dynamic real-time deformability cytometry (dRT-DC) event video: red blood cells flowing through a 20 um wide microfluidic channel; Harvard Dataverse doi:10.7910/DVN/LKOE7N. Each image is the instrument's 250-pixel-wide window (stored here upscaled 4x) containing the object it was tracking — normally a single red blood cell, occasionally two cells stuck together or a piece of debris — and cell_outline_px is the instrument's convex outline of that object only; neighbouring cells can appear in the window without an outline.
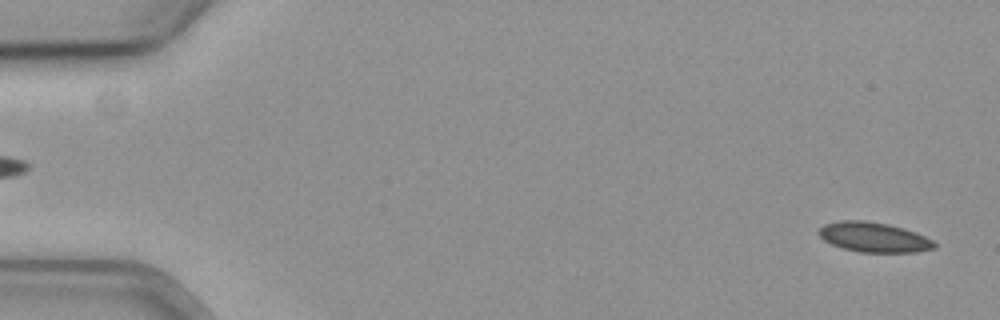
{"species": "common noctule bat (a hibernating species)", "species_latin": "Nyctalus noctula", "temperature_condition": "cold", "stored_images_in_passage": 53, "camera_frame_rate_fps": 3000, "um_per_image_px": 0.085, "animal": {"sex": "female", "body_mass_g": 19.3, "forearm_length_mm": 54.1}, "frame": {"image": 1, "passage_image": 2, "time_ms": 0.333, "image_size_px": [1000, 320], "cell_outline_px": [[936, 248], [916, 252], [860, 252], [844, 248], [832, 244], [824, 240], [816, 232], [824, 224], [840, 220], [864, 220], [888, 224], [904, 228], [916, 232], [932, 240], [936, 244]], "centroid_in_image_um": [74.27, 20.15], "position_along_channel_um": 10.7, "area_um2": 20.11}}
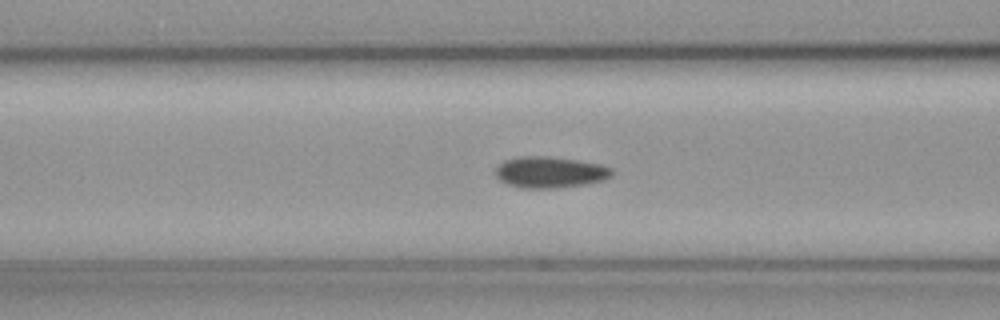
{"frame": {"image": 2, "passage_image": 23, "time_ms": 7.333, "image_size_px": [1000, 320], "cell_outline_px": [[612, 176], [604, 180], [584, 184], [556, 188], [520, 188], [508, 184], [500, 180], [496, 176], [496, 168], [504, 160], [520, 156], [548, 156], [576, 160], [600, 164], [612, 168]], "centroid_in_image_um": [46.74, 14.64], "position_along_channel_um": 119.9, "area_um2": 21.15}}
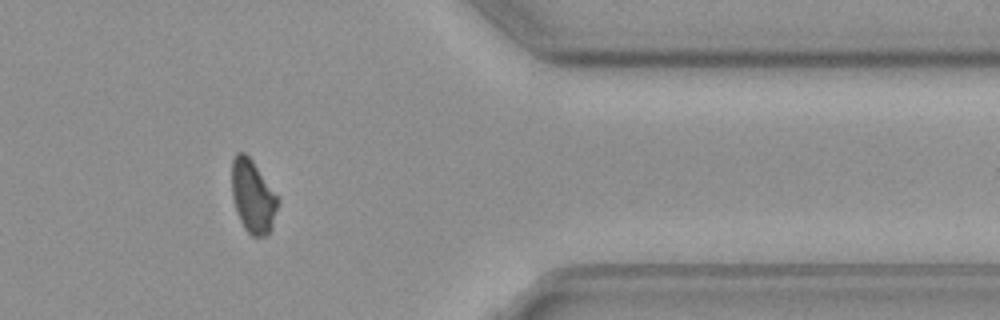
{"frame": {"image": 3, "passage_image": 47, "time_ms": 15.333, "image_size_px": [1000, 320], "cell_outline_px": [[280, 200], [268, 236], [252, 236], [244, 228], [240, 220], [232, 196], [232, 160], [236, 152], [244, 152], [252, 160], [280, 196]], "centroid_in_image_um": [21.52, 16.67], "position_along_channel_um": 389.9, "area_um2": 19.77}}